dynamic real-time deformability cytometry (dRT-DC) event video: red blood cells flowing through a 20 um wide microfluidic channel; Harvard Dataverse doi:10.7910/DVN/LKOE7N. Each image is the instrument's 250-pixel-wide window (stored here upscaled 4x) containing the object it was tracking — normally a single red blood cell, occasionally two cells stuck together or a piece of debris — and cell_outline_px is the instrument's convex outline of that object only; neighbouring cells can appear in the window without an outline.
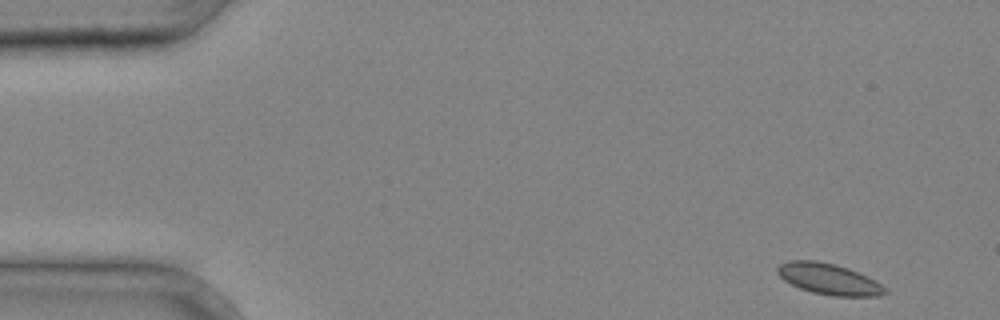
{"species": "common noctule bat (a hibernating species)", "species_latin": "Nyctalus noctula", "temperature_condition": "cold", "stored_images_in_passage": 4, "camera_frame_rate_fps": 3000, "um_per_image_px": 0.085, "animal": {"sex": "male", "body_mass_g": 20.4}, "frame": {"image": 1, "passage_image": 1, "time_ms": 0.0, "image_size_px": [1000, 320], "cell_outline_px": [[888, 292], [880, 296], [832, 296], [812, 292], [800, 288], [784, 280], [776, 272], [776, 268], [780, 264], [788, 260], [816, 260], [836, 264], [848, 268], [868, 276], [876, 280]], "centroid_in_image_um": [70.44, 23.71], "position_along_channel_um": 14.6, "area_um2": 19.54}}
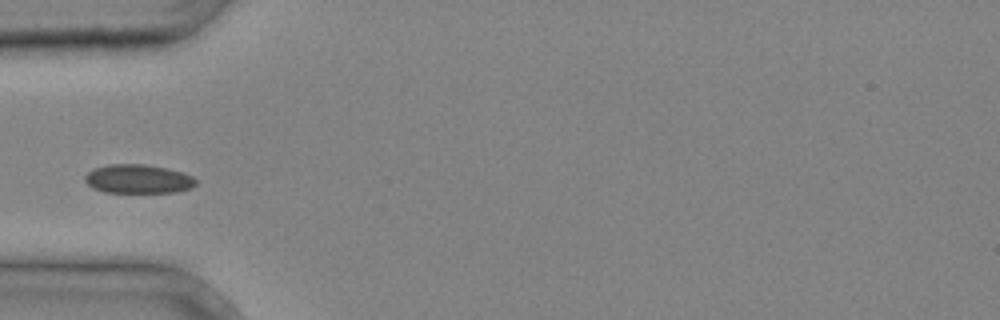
{"frame": {"image": 2, "passage_image": 4, "time_ms": 1.0, "image_size_px": [1000, 320], "cell_outline_px": [[196, 184], [192, 188], [176, 192], [104, 192], [92, 188], [84, 180], [84, 176], [92, 168], [108, 164], [144, 164], [168, 168], [184, 172], [192, 176], [196, 180]], "centroid_in_image_um": [11.74, 15.2], "position_along_channel_um": 73.3, "area_um2": 18.9}}